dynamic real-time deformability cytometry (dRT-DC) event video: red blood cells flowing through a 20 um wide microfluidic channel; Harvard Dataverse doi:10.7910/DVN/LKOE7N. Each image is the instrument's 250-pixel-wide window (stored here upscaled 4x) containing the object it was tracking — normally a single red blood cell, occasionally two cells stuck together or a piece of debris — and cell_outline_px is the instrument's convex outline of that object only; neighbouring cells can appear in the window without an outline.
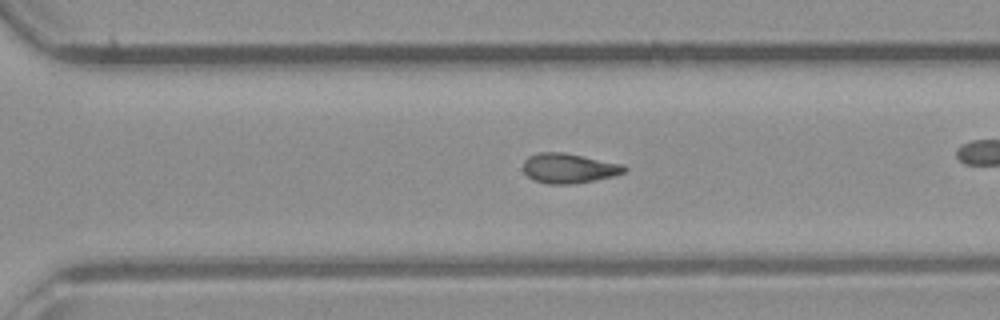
{"species": "common noctule bat (a hibernating species)", "species_latin": "Nyctalus noctula", "temperature_condition": "room temperature", "stored_images_in_passage": 37, "camera_frame_rate_fps": 3000, "um_per_image_px": 0.085, "animal": {"sex": "male", "body_mass_g": 23.1, "forearm_length_mm": 52.7}, "frame": {"image": 1, "passage_image": 32, "time_ms": 10.333, "image_size_px": [1000, 320], "cell_outline_px": [[628, 168], [624, 172], [616, 176], [596, 180], [572, 184], [548, 184], [532, 180], [524, 172], [524, 160], [528, 156], [540, 152], [560, 152], [624, 164]], "centroid_in_image_um": [48.36, 14.31], "position_along_channel_um": 322.2, "area_um2": 17.63}}